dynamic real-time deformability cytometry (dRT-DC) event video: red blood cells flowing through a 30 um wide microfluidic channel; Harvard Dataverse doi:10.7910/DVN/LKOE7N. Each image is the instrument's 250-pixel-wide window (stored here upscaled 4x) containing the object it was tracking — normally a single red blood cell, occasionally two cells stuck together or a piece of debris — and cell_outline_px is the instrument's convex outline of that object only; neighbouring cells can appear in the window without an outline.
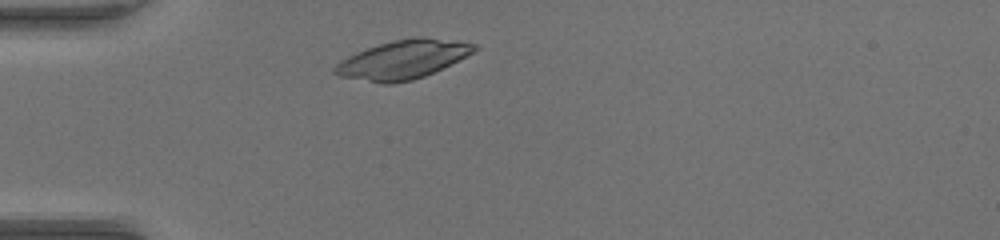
{"species": "common noctule bat (a hibernating species)", "species_latin": "Nyctalus noctula", "temperature_condition": "warm", "stored_images_in_passage": 35, "camera_frame_rate_fps": 3000, "um_per_image_px": 0.085, "animal": {"sex": "female", "body_mass_g": 17.0, "forearm_length_mm": 48.0}, "frame": {"image": 1, "passage_image": 4, "time_ms": 1.0, "image_size_px": [1000, 240], "cell_outline_px": [[480, 44], [472, 52], [424, 76], [412, 80], [392, 84], [384, 84], [340, 76], [332, 72], [332, 68], [340, 60], [356, 52], [392, 40], [416, 36], [424, 36]], "centroid_in_image_um": [34.19, 5.05], "position_along_channel_um": 50.8, "area_um2": 31.15}}
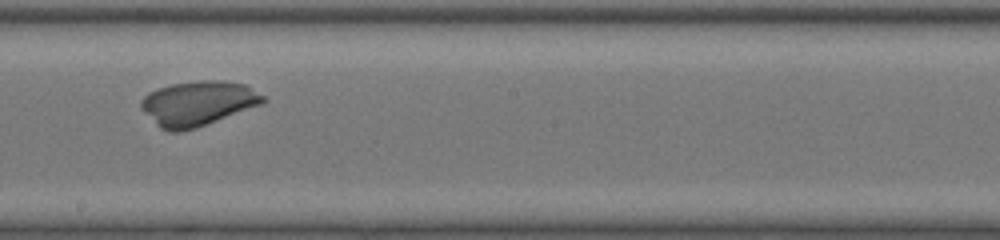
{"frame": {"image": 2, "passage_image": 19, "time_ms": 6.0, "image_size_px": [1000, 240], "cell_outline_px": [[268, 100], [260, 104], [196, 128], [180, 132], [168, 132], [160, 128], [140, 108], [140, 100], [148, 92], [156, 88], [172, 84], [204, 80], [220, 80], [244, 84], [264, 96]], "centroid_in_image_um": [16.77, 8.79], "position_along_channel_um": 231.4, "area_um2": 31.62}}
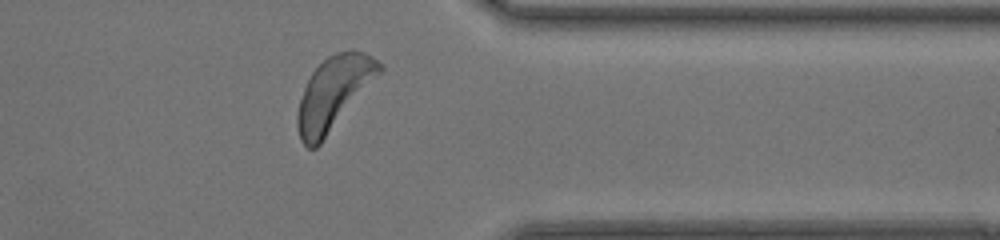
{"frame": {"image": 3, "passage_image": 31, "time_ms": 10.0, "image_size_px": [1000, 240], "cell_outline_px": [[384, 68], [320, 144], [316, 148], [308, 148], [300, 140], [296, 124], [296, 116], [300, 100], [304, 88], [312, 72], [328, 56], [336, 52], [348, 48], [352, 48], [364, 52], [372, 56], [384, 64]], "centroid_in_image_um": [28.36, 7.88], "position_along_channel_um": 383.0, "area_um2": 34.56}}